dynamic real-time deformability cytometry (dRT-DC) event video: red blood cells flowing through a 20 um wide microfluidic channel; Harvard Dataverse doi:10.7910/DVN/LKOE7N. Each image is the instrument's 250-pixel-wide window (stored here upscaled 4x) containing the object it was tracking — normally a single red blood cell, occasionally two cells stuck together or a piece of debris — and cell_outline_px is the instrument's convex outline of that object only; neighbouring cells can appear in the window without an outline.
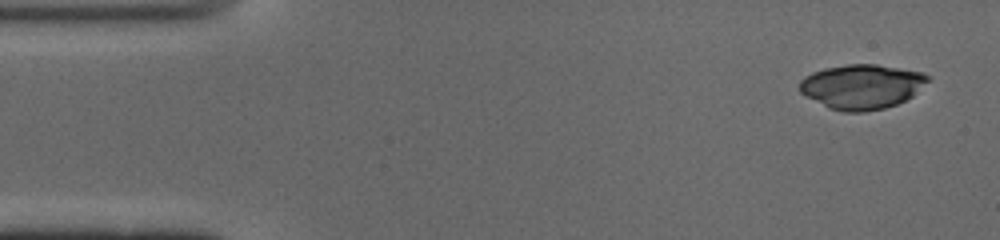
{"species": "common noctule bat (a hibernating species)", "species_latin": "Nyctalus noctula", "temperature_condition": "cold", "stored_images_in_passage": 46, "camera_frame_rate_fps": 3000, "um_per_image_px": 0.085, "animal": {"sex": "male", "body_mass_g": 19.0, "forearm_length_mm": 50.8}, "frame": {"image": 1, "passage_image": 1, "time_ms": 0.0, "image_size_px": [1000, 240], "cell_outline_px": [[928, 80], [912, 96], [896, 104], [884, 108], [864, 112], [844, 112], [828, 108], [800, 92], [800, 80], [804, 76], [812, 72], [824, 68], [848, 64], [876, 64], [924, 72], [928, 76]], "centroid_in_image_um": [73.23, 7.35], "position_along_channel_um": 11.8, "area_um2": 33.23}}